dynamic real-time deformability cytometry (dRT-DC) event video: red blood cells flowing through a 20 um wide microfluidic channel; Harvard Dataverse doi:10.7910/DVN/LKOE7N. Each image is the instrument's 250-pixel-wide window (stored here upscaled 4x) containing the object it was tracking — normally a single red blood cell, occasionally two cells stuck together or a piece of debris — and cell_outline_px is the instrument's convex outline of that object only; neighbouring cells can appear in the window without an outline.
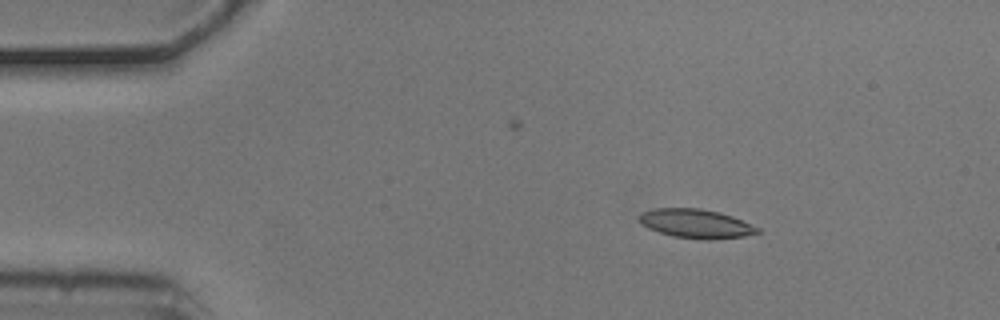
{"species": "common noctule bat (a hibernating species)", "species_latin": "Nyctalus noctula", "temperature_condition": "cold", "stored_images_in_passage": 5, "camera_frame_rate_fps": 3000, "um_per_image_px": 0.085, "animal": {"sex": "male", "body_mass_g": 20.5, "forearm_length_mm": 52.5}, "frame": {"image": 1, "passage_image": 2, "time_ms": 0.333, "image_size_px": [1000, 320], "cell_outline_px": [[760, 232], [744, 236], [712, 240], [708, 240], [672, 236], [648, 228], [640, 224], [640, 216], [644, 212], [652, 208], [700, 208], [732, 216], [760, 228]], "centroid_in_image_um": [59.16, 19.01], "position_along_channel_um": 25.8, "area_um2": 19.83}}
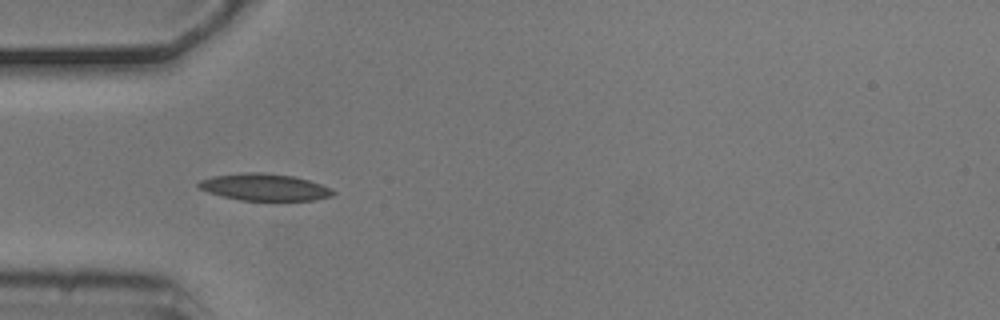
{"frame": {"image": 2, "passage_image": 4, "time_ms": 1.0, "image_size_px": [1000, 320], "cell_outline_px": [[336, 192], [332, 196], [312, 200], [240, 200], [208, 192], [200, 188], [196, 184], [200, 180], [212, 176], [244, 172], [264, 172], [292, 176], [308, 180], [332, 188]], "centroid_in_image_um": [22.48, 15.9], "position_along_channel_um": 62.5, "area_um2": 20.98}}
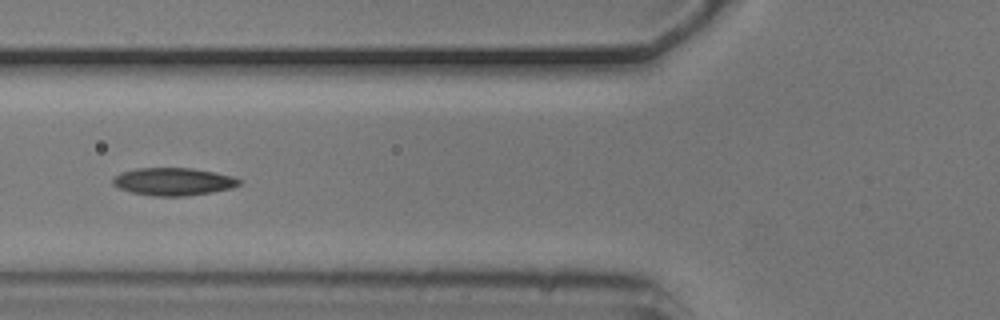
{"frame": {"image": 3, "passage_image": 5, "time_ms": 1.333, "image_size_px": [1000, 320], "cell_outline_px": [[240, 184], [232, 188], [212, 192], [184, 196], [152, 196], [132, 192], [120, 188], [112, 184], [112, 180], [120, 172], [136, 168], [192, 168], [232, 176], [240, 180]], "centroid_in_image_um": [14.71, 15.43], "position_along_channel_um": 111.1, "area_um2": 20.23}}